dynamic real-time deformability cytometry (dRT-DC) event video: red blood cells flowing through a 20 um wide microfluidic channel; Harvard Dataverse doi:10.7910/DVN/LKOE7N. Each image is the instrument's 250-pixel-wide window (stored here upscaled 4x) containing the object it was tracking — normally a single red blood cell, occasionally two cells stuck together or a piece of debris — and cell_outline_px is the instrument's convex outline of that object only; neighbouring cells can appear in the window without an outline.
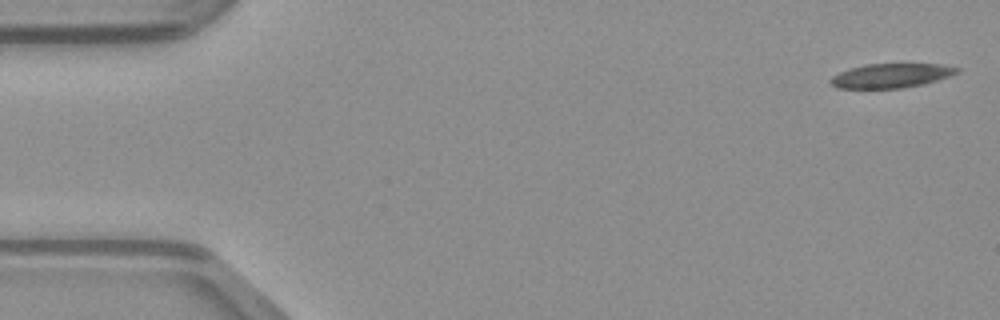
{"species": "common noctule bat (a hibernating species)", "species_latin": "Nyctalus noctula", "temperature_condition": "warm", "stored_images_in_passage": 46, "camera_frame_rate_fps": 3000, "um_per_image_px": 0.085, "animal": {"sex": "male", "body_mass_g": 23.1, "forearm_length_mm": 52.7}, "frame": {"image": 1, "passage_image": 1, "time_ms": 0.0, "image_size_px": [1000, 320], "cell_outline_px": [[960, 72], [936, 80], [920, 84], [900, 88], [836, 88], [828, 80], [832, 76], [848, 68], [864, 64], [940, 64], [960, 68]], "centroid_in_image_um": [75.7, 6.42], "position_along_channel_um": 9.3, "area_um2": 17.74}}
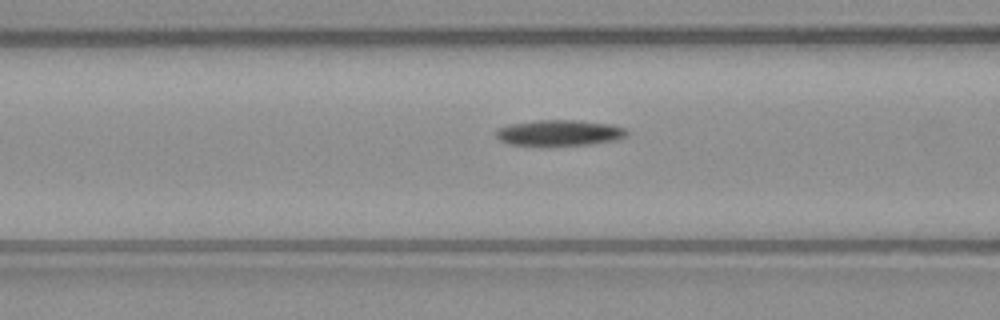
{"frame": {"image": 2, "passage_image": 18, "time_ms": 5.667, "image_size_px": [1000, 320], "cell_outline_px": [[628, 136], [620, 140], [592, 144], [508, 144], [500, 140], [496, 136], [496, 132], [500, 128], [508, 124], [536, 120], [576, 120], [612, 124], [624, 128], [628, 132]], "centroid_in_image_um": [47.62, 11.27], "position_along_channel_um": 119.0, "area_um2": 19.48}}
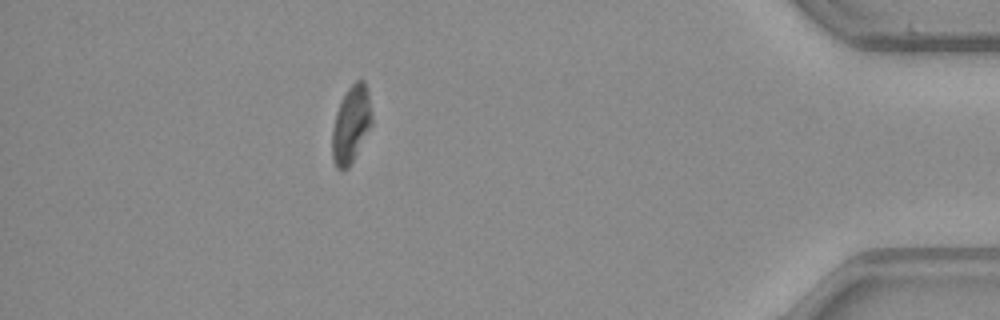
{"frame": {"image": 3, "passage_image": 42, "time_ms": 13.667, "image_size_px": [1000, 320], "cell_outline_px": [[372, 124], [348, 168], [340, 172], [336, 168], [332, 160], [332, 128], [336, 112], [340, 100], [348, 88], [356, 80], [364, 80], [368, 92], [372, 112]], "centroid_in_image_um": [29.82, 10.58], "position_along_channel_um": 405.4, "area_um2": 17.92}}